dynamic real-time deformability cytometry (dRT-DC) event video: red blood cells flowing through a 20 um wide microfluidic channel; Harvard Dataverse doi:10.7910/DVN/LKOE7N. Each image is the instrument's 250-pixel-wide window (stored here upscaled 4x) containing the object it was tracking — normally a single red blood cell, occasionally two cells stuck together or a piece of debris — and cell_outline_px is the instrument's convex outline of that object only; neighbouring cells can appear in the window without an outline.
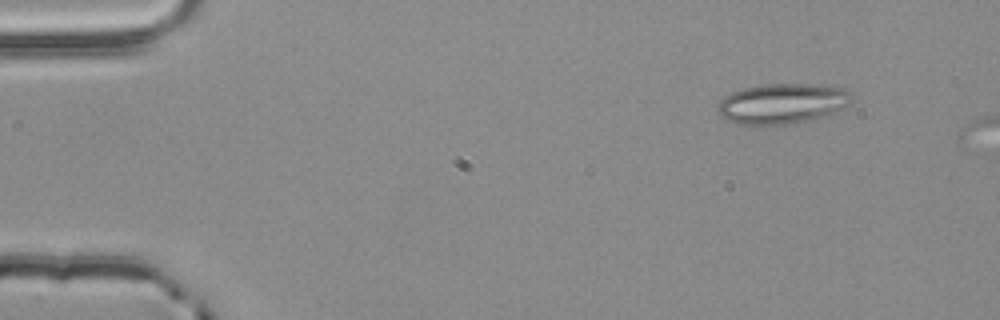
{"species": "common noctule bat (a hibernating species)", "species_latin": "Nyctalus noctula", "temperature_condition": "room temperature", "stored_images_in_passage": 2, "camera_frame_rate_fps": 3000, "um_per_image_px": 0.085, "animal": {"sex": "male", "body_mass_g": 20.4}, "frame": {"image": 1, "passage_image": 1, "time_ms": 0.0, "image_size_px": [1000, 320], "cell_outline_px": [[852, 96], [848, 104], [832, 112], [808, 120], [792, 124], [736, 124], [728, 120], [720, 112], [720, 100], [724, 96], [732, 92], [744, 88], [764, 84], [812, 84], [844, 88]], "centroid_in_image_um": [66.48, 8.79], "position_along_channel_um": 18.5, "area_um2": 30.69}}